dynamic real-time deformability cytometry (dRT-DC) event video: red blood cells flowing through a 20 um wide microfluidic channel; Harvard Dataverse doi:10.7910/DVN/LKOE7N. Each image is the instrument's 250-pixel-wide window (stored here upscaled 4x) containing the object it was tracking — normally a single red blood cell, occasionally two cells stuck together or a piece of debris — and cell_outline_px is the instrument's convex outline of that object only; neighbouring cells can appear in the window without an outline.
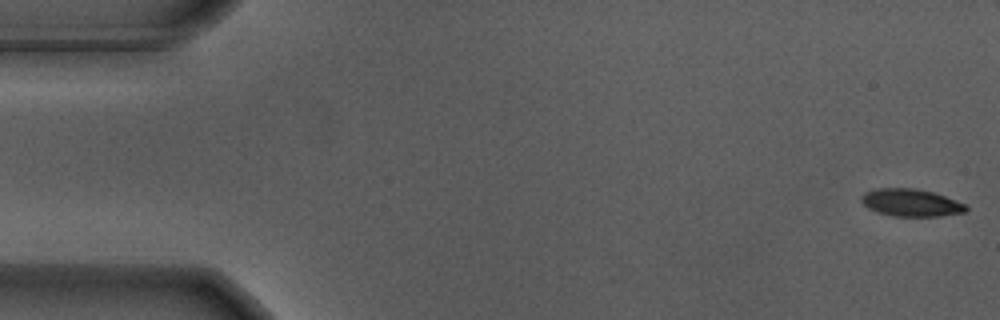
{"species": "Egyptian fruit bat (a non-hibernating species)", "species_latin": "Rousettus aegyptiacus", "temperature_condition": "warm", "stored_images_in_passage": 13, "camera_frame_rate_fps": 3000, "um_per_image_px": 0.085, "animal": {"sex": "male"}, "frame": {"image": 1, "passage_image": 1, "time_ms": 0.0, "image_size_px": [1000, 320], "cell_outline_px": [[968, 208], [964, 212], [940, 216], [892, 216], [876, 212], [868, 208], [860, 200], [860, 196], [864, 192], [876, 188], [916, 188], [932, 192], [968, 204]], "centroid_in_image_um": [77.41, 17.22], "position_along_channel_um": 7.6, "area_um2": 16.88}}